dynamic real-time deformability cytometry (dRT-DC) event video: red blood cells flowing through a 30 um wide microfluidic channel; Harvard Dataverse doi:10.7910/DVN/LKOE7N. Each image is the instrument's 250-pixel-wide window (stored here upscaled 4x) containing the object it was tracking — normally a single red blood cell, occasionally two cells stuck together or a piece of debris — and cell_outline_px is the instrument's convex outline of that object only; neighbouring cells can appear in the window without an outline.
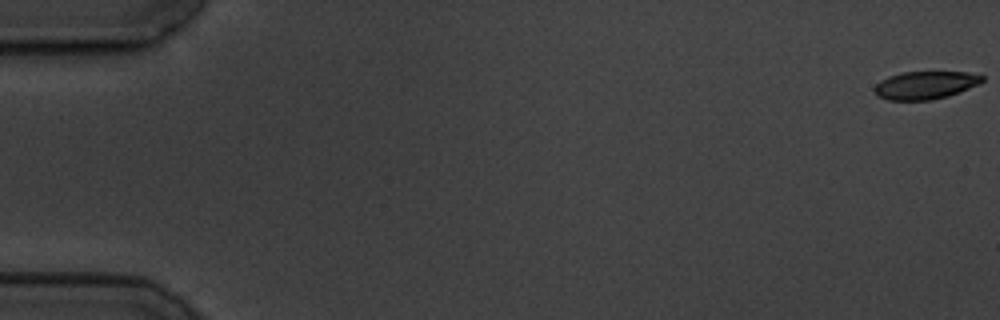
{"species": "common noctule bat (a hibernating species)", "species_latin": "Nyctalus noctula", "temperature_condition": "cold", "stored_images_in_passage": 59, "camera_frame_rate_fps": 3000, "um_per_image_px": 0.085, "animal": {"sex": "male", "body_mass_g": 19.5, "forearm_length_mm": 54.6}, "frame": {"image": 1, "passage_image": 1, "time_ms": 0.0, "image_size_px": [1000, 320], "cell_outline_px": [[984, 80], [976, 84], [948, 96], [932, 100], [888, 100], [876, 96], [872, 88], [880, 80], [888, 76], [900, 72], [968, 72], [984, 76]], "centroid_in_image_um": [78.57, 7.24], "position_along_channel_um": 6.4, "area_um2": 17.51}}
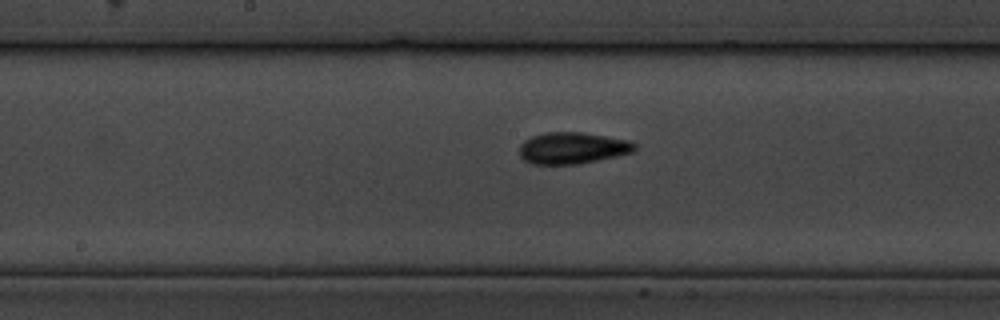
{"frame": {"image": 2, "passage_image": 31, "time_ms": 10.0, "image_size_px": [1000, 320], "cell_outline_px": [[636, 148], [632, 152], [580, 164], [532, 164], [524, 160], [520, 156], [520, 144], [524, 140], [532, 136], [548, 132], [580, 132], [628, 140], [636, 144]], "centroid_in_image_um": [48.62, 12.58], "position_along_channel_um": 199.6, "area_um2": 21.04}}
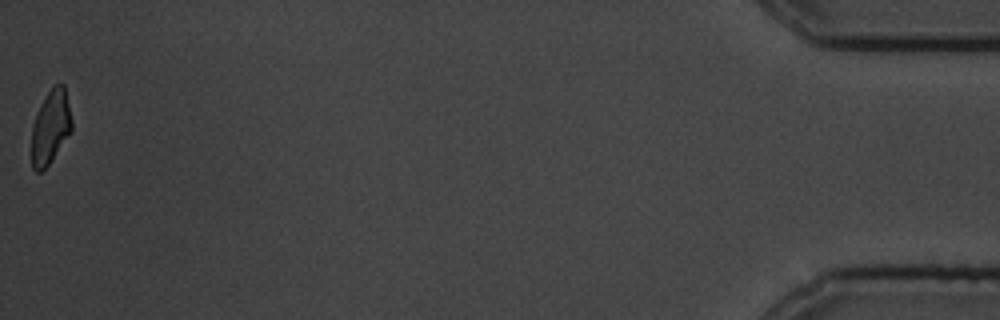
{"frame": {"image": 3, "passage_image": 59, "time_ms": 19.333, "image_size_px": [1000, 320], "cell_outline_px": [[72, 132], [48, 164], [40, 172], [36, 172], [32, 168], [32, 128], [36, 112], [40, 104], [52, 84], [64, 84], [72, 120]], "centroid_in_image_um": [4.3, 10.77], "position_along_channel_um": 430.9, "area_um2": 17.34}, "authors_computed_cell_mechanics": {"area_um2": 19.4208, "velocity_mm_per_s": 3.4778, "shape_relaxation_time_tau1_ms": 3.6018, "shape_relaxation_time_tau2_ms": 4.7209, "deformation_change_tau1": 0.1021, "deformation_change_tau2": 0.0711}}